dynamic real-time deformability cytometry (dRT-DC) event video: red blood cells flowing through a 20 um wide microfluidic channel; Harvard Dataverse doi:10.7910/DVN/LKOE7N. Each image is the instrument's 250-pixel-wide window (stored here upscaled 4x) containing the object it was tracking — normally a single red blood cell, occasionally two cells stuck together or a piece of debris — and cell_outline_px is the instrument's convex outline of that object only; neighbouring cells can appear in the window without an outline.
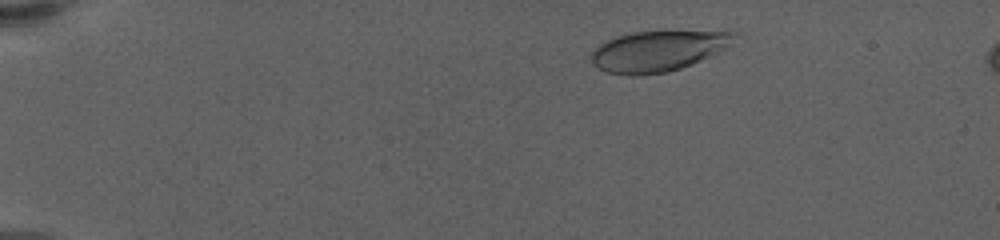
{"species": "human", "species_latin": "Homo sapiens", "temperature_condition": "warm", "stored_images_in_passage": 51, "camera_frame_rate_fps": 3000, "um_per_image_px": 0.085, "donor": {"sex": "female"}, "frame": {"image": 1, "passage_image": 7, "time_ms": 2.0, "image_size_px": [1000, 240], "cell_outline_px": [[740, 32], [724, 48], [692, 64], [668, 72], [632, 76], [628, 76], [608, 72], [592, 64], [592, 52], [600, 44], [616, 36], [628, 32]], "centroid_in_image_um": [55.86, 4.35], "position_along_channel_um": 29.1, "area_um2": 33.12}}
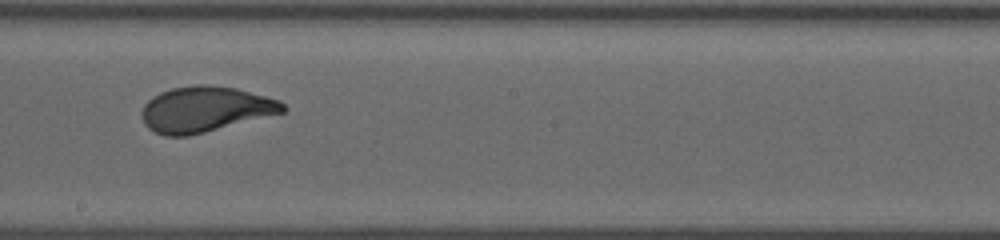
{"frame": {"image": 2, "passage_image": 33, "time_ms": 10.667, "image_size_px": [1000, 240], "cell_outline_px": [[288, 108], [284, 112], [188, 136], [164, 136], [148, 128], [144, 124], [140, 112], [144, 104], [152, 96], [160, 92], [172, 88], [200, 84], [208, 84], [236, 88], [280, 100]], "centroid_in_image_um": [17.41, 9.28], "position_along_channel_um": 230.8, "area_um2": 37.4}}
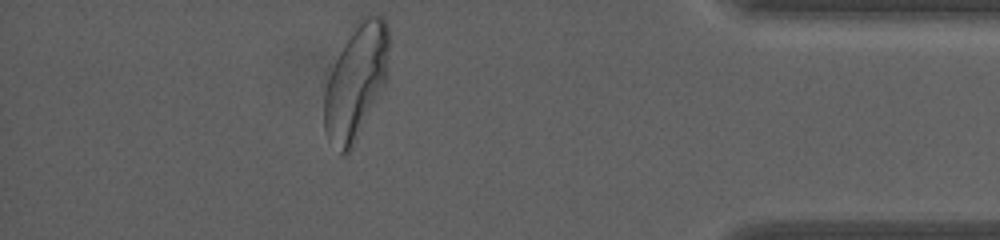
{"frame": {"image": 3, "passage_image": 51, "time_ms": 16.667, "image_size_px": [1000, 240], "cell_outline_px": [[388, 76], [352, 148], [344, 156], [328, 140], [324, 132], [324, 92], [332, 68], [340, 52], [360, 16], [384, 16], [388, 28]], "centroid_in_image_um": [30.26, 6.95], "position_along_channel_um": 404.9, "area_um2": 42.54}, "authors_computed_cell_mechanics": {"area_um2": 36.7608, "velocity_mm_per_s": 3.4481, "shape_relaxation_time_tau1_ms": 4.5967, "shape_relaxation_time_tau2_ms": null, "deformation_change_tau1": 0.1904, "deformation_change_tau2": null}}